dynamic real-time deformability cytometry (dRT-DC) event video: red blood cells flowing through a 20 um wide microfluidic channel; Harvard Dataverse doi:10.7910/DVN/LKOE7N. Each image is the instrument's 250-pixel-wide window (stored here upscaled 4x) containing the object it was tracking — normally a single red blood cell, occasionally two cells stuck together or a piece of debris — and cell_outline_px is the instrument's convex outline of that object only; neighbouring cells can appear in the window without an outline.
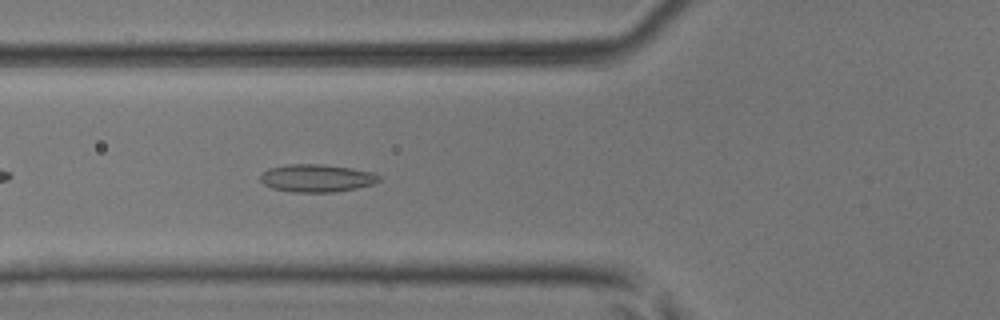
{"species": "common noctule bat (a hibernating species)", "species_latin": "Nyctalus noctula", "temperature_condition": "room temperature", "stored_images_in_passage": 3, "camera_frame_rate_fps": 3000, "um_per_image_px": 0.085, "animal": {"sex": "male", "body_mass_g": 17.9, "forearm_length_mm": 54.2}, "frame": {"image": 1, "passage_image": 3, "time_ms": 0.667, "image_size_px": [1000, 320], "cell_outline_px": [[380, 180], [372, 184], [356, 188], [332, 192], [292, 192], [272, 188], [264, 184], [260, 180], [260, 176], [268, 168], [288, 164], [324, 164], [372, 172], [380, 176]], "centroid_in_image_um": [26.89, 15.14], "position_along_channel_um": 98.9, "area_um2": 19.02}}